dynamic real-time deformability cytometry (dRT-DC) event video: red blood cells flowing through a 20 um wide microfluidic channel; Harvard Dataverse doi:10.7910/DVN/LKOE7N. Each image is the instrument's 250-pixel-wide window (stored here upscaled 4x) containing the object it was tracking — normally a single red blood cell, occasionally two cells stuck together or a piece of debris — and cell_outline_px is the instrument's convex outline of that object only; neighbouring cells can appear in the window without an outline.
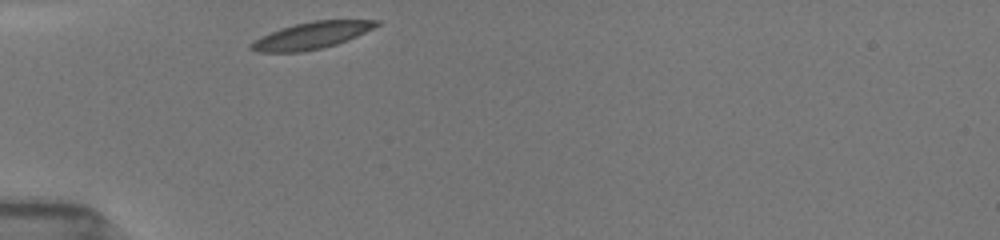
{"species": "common noctule bat (a hibernating species)", "species_latin": "Nyctalus noctula", "temperature_condition": "room temperature", "stored_images_in_passage": 53, "camera_frame_rate_fps": 3000, "um_per_image_px": 0.085, "animal": {"sex": "female", "body_mass_g": 19.5, "forearm_length_mm": 54.1}, "frame": {"image": 1, "passage_image": 1, "time_ms": 0.0, "image_size_px": [1000, 240], "cell_outline_px": [[380, 24], [348, 40], [336, 44], [320, 48], [300, 52], [256, 52], [248, 48], [248, 44], [260, 36], [280, 28], [296, 24], [316, 20], [380, 20]], "centroid_in_image_um": [26.41, 3.02], "position_along_channel_um": 58.6, "area_um2": 19.48}}
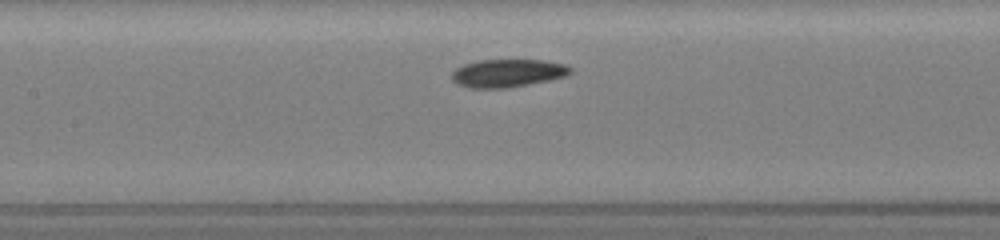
{"frame": {"image": 2, "passage_image": 22, "time_ms": 3.0, "image_size_px": [1000, 240], "cell_outline_px": [[572, 72], [568, 76], [508, 88], [468, 88], [456, 84], [452, 80], [452, 72], [456, 68], [464, 64], [476, 60], [544, 60], [564, 64], [572, 68]], "centroid_in_image_um": [43.14, 6.22], "position_along_channel_um": 164.3, "area_um2": 19.48}}
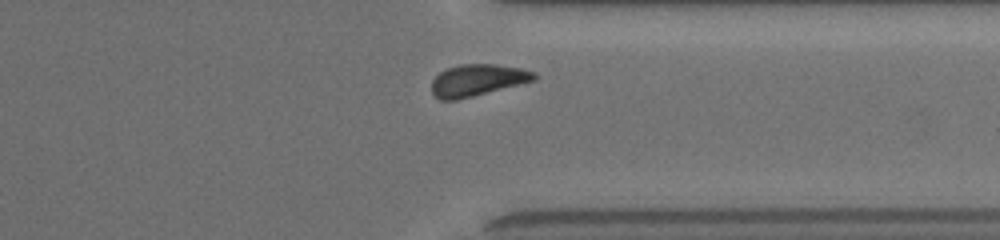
{"frame": {"image": 3, "passage_image": 47, "time_ms": 8.333, "image_size_px": [1000, 240], "cell_outline_px": [[536, 80], [456, 100], [440, 100], [432, 92], [432, 80], [440, 72], [448, 68], [460, 64], [496, 64], [520, 68], [536, 72]], "centroid_in_image_um": [40.58, 6.8], "position_along_channel_um": 370.8, "area_um2": 18.79}, "authors_computed_cell_mechanics": {"area_um2": 19.4786, "velocity_mm_per_s": 3.8673, "shape_relaxation_time_tau1_ms": 2.4542, "shape_relaxation_time_tau2_ms": 6.5584, "deformation_change_tau1": 0.0975, "deformation_change_tau2": 0.1209}}